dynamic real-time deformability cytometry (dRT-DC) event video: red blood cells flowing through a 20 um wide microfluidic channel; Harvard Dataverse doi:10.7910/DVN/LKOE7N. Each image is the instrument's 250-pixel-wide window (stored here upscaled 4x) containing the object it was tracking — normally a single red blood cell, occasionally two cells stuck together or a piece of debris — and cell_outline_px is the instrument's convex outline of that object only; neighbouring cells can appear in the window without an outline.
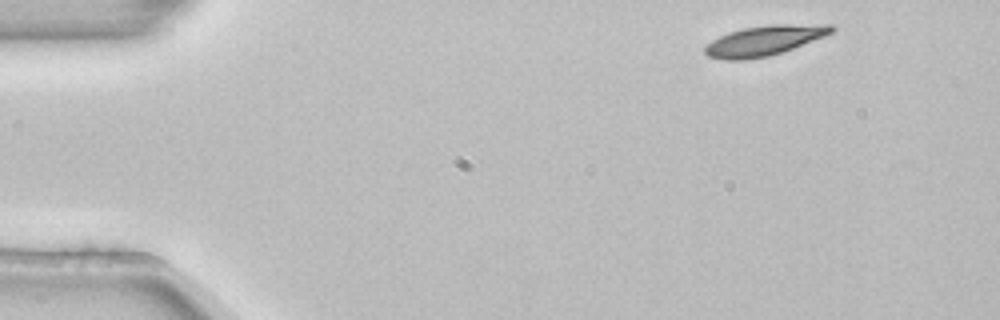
{"species": "common noctule bat (a hibernating species)", "species_latin": "Nyctalus noctula", "temperature_condition": "room temperature", "stored_images_in_passage": 3, "camera_frame_rate_fps": 3000, "um_per_image_px": 0.085, "animal": {"sex": "female", "body_mass_g": 22.7, "forearm_length_mm": 54.2}, "frame": {"image": 1, "passage_image": 1, "time_ms": 0.0, "image_size_px": [1000, 320], "cell_outline_px": [[836, 28], [832, 32], [824, 36], [792, 48], [768, 56], [744, 60], [724, 60], [708, 56], [704, 52], [704, 44], [728, 32], [744, 28], [772, 24], [832, 24]], "centroid_in_image_um": [64.93, 3.44], "position_along_channel_um": 20.1, "area_um2": 22.08}}